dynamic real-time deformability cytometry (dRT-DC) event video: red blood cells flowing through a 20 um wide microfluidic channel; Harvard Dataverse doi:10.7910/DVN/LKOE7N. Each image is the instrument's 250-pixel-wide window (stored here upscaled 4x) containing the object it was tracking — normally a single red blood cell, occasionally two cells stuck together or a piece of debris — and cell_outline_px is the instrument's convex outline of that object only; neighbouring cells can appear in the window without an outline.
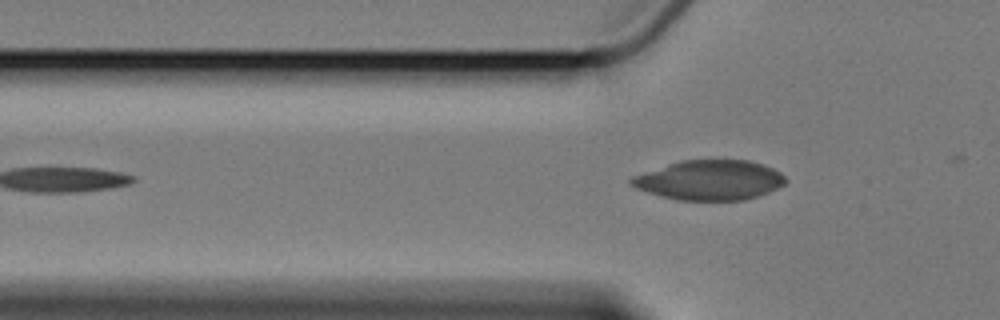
{"species": "Egyptian fruit bat (a non-hibernating species)", "species_latin": "Rousettus aegyptiacus", "temperature_condition": "cold", "stored_images_in_passage": 4, "camera_frame_rate_fps": 3000, "um_per_image_px": 0.085, "animal": {"sex": "female"}, "frame": {"image": 1, "passage_image": 4, "time_ms": 3.667, "image_size_px": [1000, 320], "cell_outline_px": [[788, 180], [784, 184], [768, 192], [744, 200], [676, 200], [648, 192], [636, 188], [628, 184], [628, 180], [632, 176], [680, 160], [748, 160], [764, 164], [780, 172]], "centroid_in_image_um": [60.3, 15.3], "position_along_channel_um": 65.5, "area_um2": 35.78}}